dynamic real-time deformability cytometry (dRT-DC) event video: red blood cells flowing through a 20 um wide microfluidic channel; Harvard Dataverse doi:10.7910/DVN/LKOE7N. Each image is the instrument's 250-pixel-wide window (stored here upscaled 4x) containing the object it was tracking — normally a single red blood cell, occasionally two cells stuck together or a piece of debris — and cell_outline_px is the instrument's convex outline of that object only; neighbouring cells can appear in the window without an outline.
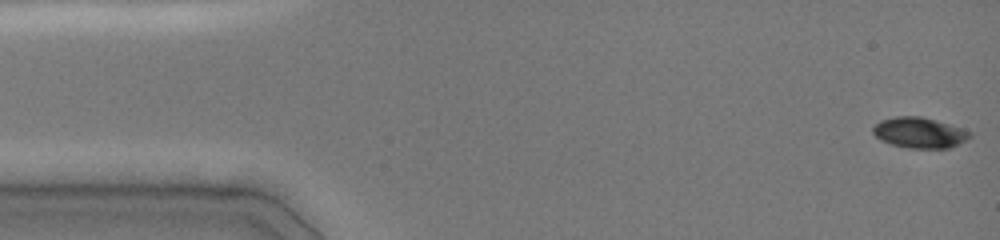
{"species": "common noctule bat (a hibernating species)", "species_latin": "Nyctalus noctula", "temperature_condition": "cold", "stored_images_in_passage": 48, "camera_frame_rate_fps": 3000, "um_per_image_px": 0.085, "animal": {"sex": "female", "body_mass_g": 19.0, "forearm_length_mm": 51.5}, "frame": {"image": 1, "passage_image": 1, "time_ms": 0.0, "image_size_px": [1000, 240], "cell_outline_px": [[972, 136], [948, 148], [908, 148], [892, 144], [880, 140], [872, 132], [872, 128], [880, 120], [896, 116], [920, 116], [936, 120], [972, 132]], "centroid_in_image_um": [78.12, 11.27], "position_along_channel_um": 6.9, "area_um2": 17.11}}
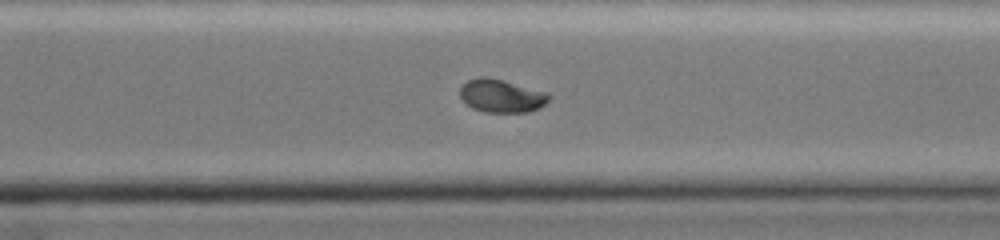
{"frame": {"image": 2, "passage_image": 34, "time_ms": 11.0, "image_size_px": [1000, 240], "cell_outline_px": [[552, 96], [540, 108], [528, 112], [484, 112], [472, 108], [460, 96], [460, 88], [468, 80], [480, 76], [488, 76], [548, 92]], "centroid_in_image_um": [42.65, 8.14], "position_along_channel_um": 328.0, "area_um2": 17.22}}
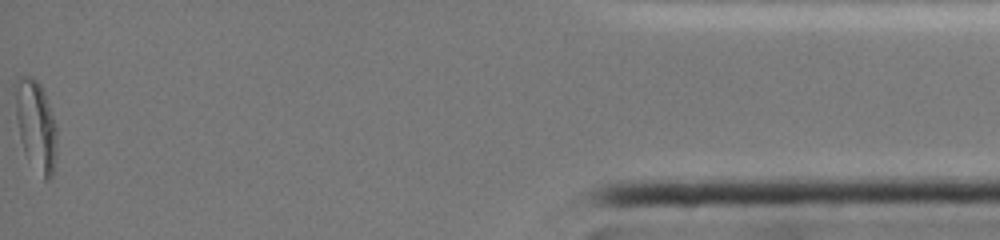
{"frame": {"image": 3, "passage_image": 48, "time_ms": 15.667, "image_size_px": [1000, 240], "cell_outline_px": [[56, 156], [52, 176], [48, 180], [44, 180], [28, 160], [24, 152], [16, 120], [12, 88], [12, 84], [20, 76], [32, 76], [40, 84], [44, 92], [56, 128]], "centroid_in_image_um": [3.0, 10.62], "position_along_channel_um": 432.2, "area_um2": 22.25}, "authors_computed_cell_mechanics": {"area_um2": 18.0914, "velocity_mm_per_s": 4.0111, "shape_relaxation_time_tau1_ms": 3.1813, "shape_relaxation_time_tau2_ms": 3.8412, "deformation_change_tau1": 0.1222, "deformation_change_tau2": 0.0397}}